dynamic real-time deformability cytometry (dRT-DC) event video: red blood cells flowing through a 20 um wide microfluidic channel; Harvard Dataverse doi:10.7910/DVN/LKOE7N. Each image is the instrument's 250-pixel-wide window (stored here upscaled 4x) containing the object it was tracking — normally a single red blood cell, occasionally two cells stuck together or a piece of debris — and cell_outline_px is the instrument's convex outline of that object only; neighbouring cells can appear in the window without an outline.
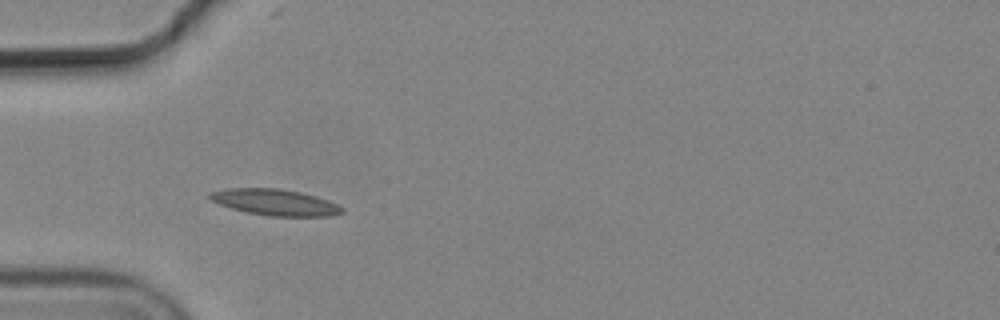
{"species": "common noctule bat (a hibernating species)", "species_latin": "Nyctalus noctula", "temperature_condition": "cold", "stored_images_in_passage": 5, "camera_frame_rate_fps": 3000, "um_per_image_px": 0.085, "animal": {"sex": "male", "body_mass_g": 19.2, "forearm_length_mm": 51.8}, "frame": {"image": 1, "passage_image": 4, "time_ms": 1.0, "image_size_px": [1000, 320], "cell_outline_px": [[344, 212], [332, 216], [268, 216], [248, 212], [232, 208], [208, 200], [208, 192], [228, 188], [280, 188], [300, 192], [316, 196], [328, 200], [344, 208]], "centroid_in_image_um": [23.37, 17.19], "position_along_channel_um": 61.6, "area_um2": 20.29}}
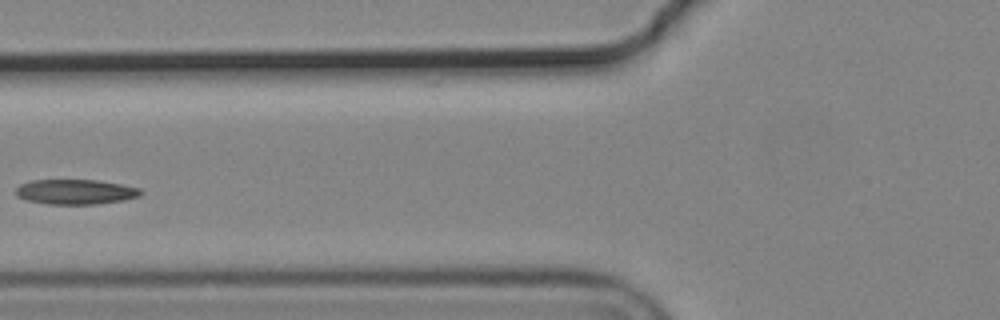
{"frame": {"image": 2, "passage_image": 5, "time_ms": 1.333, "image_size_px": [1000, 320], "cell_outline_px": [[144, 192], [140, 196], [124, 200], [96, 204], [48, 204], [28, 200], [16, 196], [16, 188], [20, 184], [32, 180], [96, 180], [120, 184], [140, 188]], "centroid_in_image_um": [6.44, 16.3], "position_along_channel_um": 119.4, "area_um2": 18.15}}